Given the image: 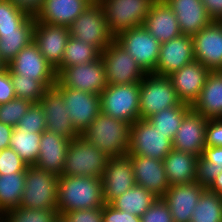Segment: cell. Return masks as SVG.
Returning <instances> with one entry per match:
<instances>
[{
	"label": "cell",
	"mask_w": 222,
	"mask_h": 222,
	"mask_svg": "<svg viewBox=\"0 0 222 222\" xmlns=\"http://www.w3.org/2000/svg\"><path fill=\"white\" fill-rule=\"evenodd\" d=\"M35 17L15 31L0 32V59L7 66L34 39Z\"/></svg>",
	"instance_id": "f546056e"
},
{
	"label": "cell",
	"mask_w": 222,
	"mask_h": 222,
	"mask_svg": "<svg viewBox=\"0 0 222 222\" xmlns=\"http://www.w3.org/2000/svg\"><path fill=\"white\" fill-rule=\"evenodd\" d=\"M90 4L88 0H44L35 20L69 27Z\"/></svg>",
	"instance_id": "4316f807"
},
{
	"label": "cell",
	"mask_w": 222,
	"mask_h": 222,
	"mask_svg": "<svg viewBox=\"0 0 222 222\" xmlns=\"http://www.w3.org/2000/svg\"><path fill=\"white\" fill-rule=\"evenodd\" d=\"M198 156L172 149L163 159L169 185L188 184L195 181Z\"/></svg>",
	"instance_id": "f1b7e54d"
},
{
	"label": "cell",
	"mask_w": 222,
	"mask_h": 222,
	"mask_svg": "<svg viewBox=\"0 0 222 222\" xmlns=\"http://www.w3.org/2000/svg\"><path fill=\"white\" fill-rule=\"evenodd\" d=\"M205 189L195 181L170 185L162 199L169 207L174 222H191L192 212Z\"/></svg>",
	"instance_id": "44dd1931"
},
{
	"label": "cell",
	"mask_w": 222,
	"mask_h": 222,
	"mask_svg": "<svg viewBox=\"0 0 222 222\" xmlns=\"http://www.w3.org/2000/svg\"><path fill=\"white\" fill-rule=\"evenodd\" d=\"M191 109L206 119L222 118V72L211 71Z\"/></svg>",
	"instance_id": "83f0119b"
},
{
	"label": "cell",
	"mask_w": 222,
	"mask_h": 222,
	"mask_svg": "<svg viewBox=\"0 0 222 222\" xmlns=\"http://www.w3.org/2000/svg\"><path fill=\"white\" fill-rule=\"evenodd\" d=\"M46 119V130L64 136L68 140L80 136L69 119V110L64 103L63 95L55 88H48L39 101Z\"/></svg>",
	"instance_id": "ac0fdd59"
},
{
	"label": "cell",
	"mask_w": 222,
	"mask_h": 222,
	"mask_svg": "<svg viewBox=\"0 0 222 222\" xmlns=\"http://www.w3.org/2000/svg\"><path fill=\"white\" fill-rule=\"evenodd\" d=\"M205 160L214 163L217 170H222V147L205 146L201 155Z\"/></svg>",
	"instance_id": "f907efd6"
},
{
	"label": "cell",
	"mask_w": 222,
	"mask_h": 222,
	"mask_svg": "<svg viewBox=\"0 0 222 222\" xmlns=\"http://www.w3.org/2000/svg\"><path fill=\"white\" fill-rule=\"evenodd\" d=\"M193 61H195V56L192 36L181 34L161 43L158 62L153 74L168 77Z\"/></svg>",
	"instance_id": "e0dca14e"
},
{
	"label": "cell",
	"mask_w": 222,
	"mask_h": 222,
	"mask_svg": "<svg viewBox=\"0 0 222 222\" xmlns=\"http://www.w3.org/2000/svg\"><path fill=\"white\" fill-rule=\"evenodd\" d=\"M41 133H28L15 126L11 134L10 148L28 165L34 166L40 150Z\"/></svg>",
	"instance_id": "836d02e7"
},
{
	"label": "cell",
	"mask_w": 222,
	"mask_h": 222,
	"mask_svg": "<svg viewBox=\"0 0 222 222\" xmlns=\"http://www.w3.org/2000/svg\"><path fill=\"white\" fill-rule=\"evenodd\" d=\"M105 204L101 178L61 175L58 179L57 209L64 212L99 208Z\"/></svg>",
	"instance_id": "6da1fadb"
},
{
	"label": "cell",
	"mask_w": 222,
	"mask_h": 222,
	"mask_svg": "<svg viewBox=\"0 0 222 222\" xmlns=\"http://www.w3.org/2000/svg\"><path fill=\"white\" fill-rule=\"evenodd\" d=\"M56 222H66V221L60 216Z\"/></svg>",
	"instance_id": "6f0895ef"
},
{
	"label": "cell",
	"mask_w": 222,
	"mask_h": 222,
	"mask_svg": "<svg viewBox=\"0 0 222 222\" xmlns=\"http://www.w3.org/2000/svg\"><path fill=\"white\" fill-rule=\"evenodd\" d=\"M177 16L182 34L194 35L213 20L202 0H165Z\"/></svg>",
	"instance_id": "484cf974"
},
{
	"label": "cell",
	"mask_w": 222,
	"mask_h": 222,
	"mask_svg": "<svg viewBox=\"0 0 222 222\" xmlns=\"http://www.w3.org/2000/svg\"><path fill=\"white\" fill-rule=\"evenodd\" d=\"M208 119L192 109L184 116L173 139V149L201 156L205 147Z\"/></svg>",
	"instance_id": "7402d4cb"
},
{
	"label": "cell",
	"mask_w": 222,
	"mask_h": 222,
	"mask_svg": "<svg viewBox=\"0 0 222 222\" xmlns=\"http://www.w3.org/2000/svg\"><path fill=\"white\" fill-rule=\"evenodd\" d=\"M64 98L69 110V119L75 129L82 134L101 113L100 95L68 87H55Z\"/></svg>",
	"instance_id": "5bb4252c"
},
{
	"label": "cell",
	"mask_w": 222,
	"mask_h": 222,
	"mask_svg": "<svg viewBox=\"0 0 222 222\" xmlns=\"http://www.w3.org/2000/svg\"><path fill=\"white\" fill-rule=\"evenodd\" d=\"M173 149V141L156 130L147 119L130 124L128 155H140L162 160Z\"/></svg>",
	"instance_id": "ba28073f"
},
{
	"label": "cell",
	"mask_w": 222,
	"mask_h": 222,
	"mask_svg": "<svg viewBox=\"0 0 222 222\" xmlns=\"http://www.w3.org/2000/svg\"><path fill=\"white\" fill-rule=\"evenodd\" d=\"M9 75L17 98L26 99L32 103H39L47 90L40 81L15 74L10 69Z\"/></svg>",
	"instance_id": "74e56055"
},
{
	"label": "cell",
	"mask_w": 222,
	"mask_h": 222,
	"mask_svg": "<svg viewBox=\"0 0 222 222\" xmlns=\"http://www.w3.org/2000/svg\"><path fill=\"white\" fill-rule=\"evenodd\" d=\"M81 135L109 157L128 154L130 136L128 122L101 112Z\"/></svg>",
	"instance_id": "7a4b0ae2"
},
{
	"label": "cell",
	"mask_w": 222,
	"mask_h": 222,
	"mask_svg": "<svg viewBox=\"0 0 222 222\" xmlns=\"http://www.w3.org/2000/svg\"><path fill=\"white\" fill-rule=\"evenodd\" d=\"M70 140L54 132L41 133L39 156L35 167L58 176L62 175Z\"/></svg>",
	"instance_id": "cb8c5ba5"
},
{
	"label": "cell",
	"mask_w": 222,
	"mask_h": 222,
	"mask_svg": "<svg viewBox=\"0 0 222 222\" xmlns=\"http://www.w3.org/2000/svg\"><path fill=\"white\" fill-rule=\"evenodd\" d=\"M3 215L6 222H56L61 216L58 209H29L19 206Z\"/></svg>",
	"instance_id": "8d00e7d4"
},
{
	"label": "cell",
	"mask_w": 222,
	"mask_h": 222,
	"mask_svg": "<svg viewBox=\"0 0 222 222\" xmlns=\"http://www.w3.org/2000/svg\"><path fill=\"white\" fill-rule=\"evenodd\" d=\"M103 198L106 204L136 185L130 156L110 157L101 176Z\"/></svg>",
	"instance_id": "9a60e30c"
},
{
	"label": "cell",
	"mask_w": 222,
	"mask_h": 222,
	"mask_svg": "<svg viewBox=\"0 0 222 222\" xmlns=\"http://www.w3.org/2000/svg\"><path fill=\"white\" fill-rule=\"evenodd\" d=\"M207 189L222 198V171Z\"/></svg>",
	"instance_id": "db71d44e"
},
{
	"label": "cell",
	"mask_w": 222,
	"mask_h": 222,
	"mask_svg": "<svg viewBox=\"0 0 222 222\" xmlns=\"http://www.w3.org/2000/svg\"><path fill=\"white\" fill-rule=\"evenodd\" d=\"M181 103L169 77L150 73L146 74L140 82V119H147L164 109L178 106Z\"/></svg>",
	"instance_id": "277c9868"
},
{
	"label": "cell",
	"mask_w": 222,
	"mask_h": 222,
	"mask_svg": "<svg viewBox=\"0 0 222 222\" xmlns=\"http://www.w3.org/2000/svg\"><path fill=\"white\" fill-rule=\"evenodd\" d=\"M54 87H68L100 95L107 87L105 68L101 57L92 62L64 68L57 75Z\"/></svg>",
	"instance_id": "7c38bea8"
},
{
	"label": "cell",
	"mask_w": 222,
	"mask_h": 222,
	"mask_svg": "<svg viewBox=\"0 0 222 222\" xmlns=\"http://www.w3.org/2000/svg\"><path fill=\"white\" fill-rule=\"evenodd\" d=\"M205 146L222 147V118L208 119L205 130Z\"/></svg>",
	"instance_id": "bcb514c9"
},
{
	"label": "cell",
	"mask_w": 222,
	"mask_h": 222,
	"mask_svg": "<svg viewBox=\"0 0 222 222\" xmlns=\"http://www.w3.org/2000/svg\"><path fill=\"white\" fill-rule=\"evenodd\" d=\"M156 0H104L109 32L115 37L120 32L144 25L146 16Z\"/></svg>",
	"instance_id": "52a82bcc"
},
{
	"label": "cell",
	"mask_w": 222,
	"mask_h": 222,
	"mask_svg": "<svg viewBox=\"0 0 222 222\" xmlns=\"http://www.w3.org/2000/svg\"><path fill=\"white\" fill-rule=\"evenodd\" d=\"M140 82L107 85L100 94L101 112L130 124L140 119Z\"/></svg>",
	"instance_id": "5b68a950"
},
{
	"label": "cell",
	"mask_w": 222,
	"mask_h": 222,
	"mask_svg": "<svg viewBox=\"0 0 222 222\" xmlns=\"http://www.w3.org/2000/svg\"><path fill=\"white\" fill-rule=\"evenodd\" d=\"M70 36L102 52L113 40L101 4H90L69 26Z\"/></svg>",
	"instance_id": "9c48e42d"
},
{
	"label": "cell",
	"mask_w": 222,
	"mask_h": 222,
	"mask_svg": "<svg viewBox=\"0 0 222 222\" xmlns=\"http://www.w3.org/2000/svg\"><path fill=\"white\" fill-rule=\"evenodd\" d=\"M5 67H6L5 64L0 59V70L4 69Z\"/></svg>",
	"instance_id": "9f6ffc18"
},
{
	"label": "cell",
	"mask_w": 222,
	"mask_h": 222,
	"mask_svg": "<svg viewBox=\"0 0 222 222\" xmlns=\"http://www.w3.org/2000/svg\"><path fill=\"white\" fill-rule=\"evenodd\" d=\"M69 37V27L50 25L35 20L33 41L46 61L55 69L62 61Z\"/></svg>",
	"instance_id": "d6986e66"
},
{
	"label": "cell",
	"mask_w": 222,
	"mask_h": 222,
	"mask_svg": "<svg viewBox=\"0 0 222 222\" xmlns=\"http://www.w3.org/2000/svg\"><path fill=\"white\" fill-rule=\"evenodd\" d=\"M195 61L210 71L222 68V21H212L208 26L192 35Z\"/></svg>",
	"instance_id": "2e32d148"
},
{
	"label": "cell",
	"mask_w": 222,
	"mask_h": 222,
	"mask_svg": "<svg viewBox=\"0 0 222 222\" xmlns=\"http://www.w3.org/2000/svg\"><path fill=\"white\" fill-rule=\"evenodd\" d=\"M191 222H222V198L206 188L192 212Z\"/></svg>",
	"instance_id": "d590c367"
},
{
	"label": "cell",
	"mask_w": 222,
	"mask_h": 222,
	"mask_svg": "<svg viewBox=\"0 0 222 222\" xmlns=\"http://www.w3.org/2000/svg\"><path fill=\"white\" fill-rule=\"evenodd\" d=\"M107 85L141 82L146 73L129 52L113 40L102 52Z\"/></svg>",
	"instance_id": "8fae6325"
},
{
	"label": "cell",
	"mask_w": 222,
	"mask_h": 222,
	"mask_svg": "<svg viewBox=\"0 0 222 222\" xmlns=\"http://www.w3.org/2000/svg\"><path fill=\"white\" fill-rule=\"evenodd\" d=\"M213 21H222V0H202Z\"/></svg>",
	"instance_id": "816d5d0a"
},
{
	"label": "cell",
	"mask_w": 222,
	"mask_h": 222,
	"mask_svg": "<svg viewBox=\"0 0 222 222\" xmlns=\"http://www.w3.org/2000/svg\"><path fill=\"white\" fill-rule=\"evenodd\" d=\"M160 43L181 35L177 16L165 0H156L143 25Z\"/></svg>",
	"instance_id": "d4e9b609"
},
{
	"label": "cell",
	"mask_w": 222,
	"mask_h": 222,
	"mask_svg": "<svg viewBox=\"0 0 222 222\" xmlns=\"http://www.w3.org/2000/svg\"><path fill=\"white\" fill-rule=\"evenodd\" d=\"M17 126L23 131H28V133H42L45 131L46 119L41 104L32 103Z\"/></svg>",
	"instance_id": "60d3db41"
},
{
	"label": "cell",
	"mask_w": 222,
	"mask_h": 222,
	"mask_svg": "<svg viewBox=\"0 0 222 222\" xmlns=\"http://www.w3.org/2000/svg\"><path fill=\"white\" fill-rule=\"evenodd\" d=\"M114 40L130 53L146 74L154 73L161 43L143 25L120 32Z\"/></svg>",
	"instance_id": "30bf717a"
},
{
	"label": "cell",
	"mask_w": 222,
	"mask_h": 222,
	"mask_svg": "<svg viewBox=\"0 0 222 222\" xmlns=\"http://www.w3.org/2000/svg\"><path fill=\"white\" fill-rule=\"evenodd\" d=\"M29 18L28 14L16 8L9 0L0 1V32L15 31Z\"/></svg>",
	"instance_id": "f35d334b"
},
{
	"label": "cell",
	"mask_w": 222,
	"mask_h": 222,
	"mask_svg": "<svg viewBox=\"0 0 222 222\" xmlns=\"http://www.w3.org/2000/svg\"><path fill=\"white\" fill-rule=\"evenodd\" d=\"M13 129L14 127L0 122V151L10 147Z\"/></svg>",
	"instance_id": "f5cc1de1"
},
{
	"label": "cell",
	"mask_w": 222,
	"mask_h": 222,
	"mask_svg": "<svg viewBox=\"0 0 222 222\" xmlns=\"http://www.w3.org/2000/svg\"><path fill=\"white\" fill-rule=\"evenodd\" d=\"M16 8L30 17H35L41 10L44 0H9Z\"/></svg>",
	"instance_id": "681fc988"
},
{
	"label": "cell",
	"mask_w": 222,
	"mask_h": 222,
	"mask_svg": "<svg viewBox=\"0 0 222 222\" xmlns=\"http://www.w3.org/2000/svg\"><path fill=\"white\" fill-rule=\"evenodd\" d=\"M31 105V101L17 97L5 104H0V122L12 127L17 126Z\"/></svg>",
	"instance_id": "ab89813d"
},
{
	"label": "cell",
	"mask_w": 222,
	"mask_h": 222,
	"mask_svg": "<svg viewBox=\"0 0 222 222\" xmlns=\"http://www.w3.org/2000/svg\"><path fill=\"white\" fill-rule=\"evenodd\" d=\"M103 222H141V217L119 211L105 203L103 206Z\"/></svg>",
	"instance_id": "7dc6e473"
},
{
	"label": "cell",
	"mask_w": 222,
	"mask_h": 222,
	"mask_svg": "<svg viewBox=\"0 0 222 222\" xmlns=\"http://www.w3.org/2000/svg\"><path fill=\"white\" fill-rule=\"evenodd\" d=\"M14 98L16 95L9 75V68L6 66L0 70V104H5Z\"/></svg>",
	"instance_id": "c3c4849f"
},
{
	"label": "cell",
	"mask_w": 222,
	"mask_h": 222,
	"mask_svg": "<svg viewBox=\"0 0 222 222\" xmlns=\"http://www.w3.org/2000/svg\"><path fill=\"white\" fill-rule=\"evenodd\" d=\"M211 71L198 61L184 65L168 76L174 86L178 98L189 105L199 97Z\"/></svg>",
	"instance_id": "603a6c76"
},
{
	"label": "cell",
	"mask_w": 222,
	"mask_h": 222,
	"mask_svg": "<svg viewBox=\"0 0 222 222\" xmlns=\"http://www.w3.org/2000/svg\"><path fill=\"white\" fill-rule=\"evenodd\" d=\"M221 171L222 170H217L214 167V163L205 160L202 156H199L196 163L195 182L205 188H208Z\"/></svg>",
	"instance_id": "7bdbcfd3"
},
{
	"label": "cell",
	"mask_w": 222,
	"mask_h": 222,
	"mask_svg": "<svg viewBox=\"0 0 222 222\" xmlns=\"http://www.w3.org/2000/svg\"><path fill=\"white\" fill-rule=\"evenodd\" d=\"M7 67L15 74L40 81L47 89L57 82L55 68L46 61L34 41L24 47Z\"/></svg>",
	"instance_id": "4fadbf2b"
},
{
	"label": "cell",
	"mask_w": 222,
	"mask_h": 222,
	"mask_svg": "<svg viewBox=\"0 0 222 222\" xmlns=\"http://www.w3.org/2000/svg\"><path fill=\"white\" fill-rule=\"evenodd\" d=\"M25 189V172L0 175V213L18 207Z\"/></svg>",
	"instance_id": "1f68e13d"
},
{
	"label": "cell",
	"mask_w": 222,
	"mask_h": 222,
	"mask_svg": "<svg viewBox=\"0 0 222 222\" xmlns=\"http://www.w3.org/2000/svg\"><path fill=\"white\" fill-rule=\"evenodd\" d=\"M109 158L82 135L77 136L68 146L62 175L101 178Z\"/></svg>",
	"instance_id": "3957f363"
},
{
	"label": "cell",
	"mask_w": 222,
	"mask_h": 222,
	"mask_svg": "<svg viewBox=\"0 0 222 222\" xmlns=\"http://www.w3.org/2000/svg\"><path fill=\"white\" fill-rule=\"evenodd\" d=\"M157 197L142 186L135 185L123 195L114 199L110 205L119 211L142 216L155 202Z\"/></svg>",
	"instance_id": "4dcf8cb0"
},
{
	"label": "cell",
	"mask_w": 222,
	"mask_h": 222,
	"mask_svg": "<svg viewBox=\"0 0 222 222\" xmlns=\"http://www.w3.org/2000/svg\"><path fill=\"white\" fill-rule=\"evenodd\" d=\"M141 222H174L170 209L162 198H157L141 216Z\"/></svg>",
	"instance_id": "ee69618b"
},
{
	"label": "cell",
	"mask_w": 222,
	"mask_h": 222,
	"mask_svg": "<svg viewBox=\"0 0 222 222\" xmlns=\"http://www.w3.org/2000/svg\"><path fill=\"white\" fill-rule=\"evenodd\" d=\"M101 52L93 45L70 36L65 47L62 61L55 69L57 75L66 67L85 64L97 60Z\"/></svg>",
	"instance_id": "d6a6232c"
},
{
	"label": "cell",
	"mask_w": 222,
	"mask_h": 222,
	"mask_svg": "<svg viewBox=\"0 0 222 222\" xmlns=\"http://www.w3.org/2000/svg\"><path fill=\"white\" fill-rule=\"evenodd\" d=\"M28 165L10 147L0 151V175L26 172Z\"/></svg>",
	"instance_id": "b9f144b4"
},
{
	"label": "cell",
	"mask_w": 222,
	"mask_h": 222,
	"mask_svg": "<svg viewBox=\"0 0 222 222\" xmlns=\"http://www.w3.org/2000/svg\"><path fill=\"white\" fill-rule=\"evenodd\" d=\"M191 110V105L181 103L178 106L164 109L147 120L161 133L166 134L172 141L181 125L184 116Z\"/></svg>",
	"instance_id": "e575fe53"
},
{
	"label": "cell",
	"mask_w": 222,
	"mask_h": 222,
	"mask_svg": "<svg viewBox=\"0 0 222 222\" xmlns=\"http://www.w3.org/2000/svg\"><path fill=\"white\" fill-rule=\"evenodd\" d=\"M66 222H103V207L64 212Z\"/></svg>",
	"instance_id": "f6af8a7d"
},
{
	"label": "cell",
	"mask_w": 222,
	"mask_h": 222,
	"mask_svg": "<svg viewBox=\"0 0 222 222\" xmlns=\"http://www.w3.org/2000/svg\"><path fill=\"white\" fill-rule=\"evenodd\" d=\"M59 176L35 166L25 172V189L19 207L29 209H57Z\"/></svg>",
	"instance_id": "8992f818"
},
{
	"label": "cell",
	"mask_w": 222,
	"mask_h": 222,
	"mask_svg": "<svg viewBox=\"0 0 222 222\" xmlns=\"http://www.w3.org/2000/svg\"><path fill=\"white\" fill-rule=\"evenodd\" d=\"M4 221V215L2 213H0V222Z\"/></svg>",
	"instance_id": "680465c9"
},
{
	"label": "cell",
	"mask_w": 222,
	"mask_h": 222,
	"mask_svg": "<svg viewBox=\"0 0 222 222\" xmlns=\"http://www.w3.org/2000/svg\"><path fill=\"white\" fill-rule=\"evenodd\" d=\"M133 164L136 185L142 186L157 198H162L170 187L164 162L140 155H129Z\"/></svg>",
	"instance_id": "ffe728a7"
},
{
	"label": "cell",
	"mask_w": 222,
	"mask_h": 222,
	"mask_svg": "<svg viewBox=\"0 0 222 222\" xmlns=\"http://www.w3.org/2000/svg\"><path fill=\"white\" fill-rule=\"evenodd\" d=\"M91 4H101L104 0H88Z\"/></svg>",
	"instance_id": "11a10c76"
}]
</instances>
